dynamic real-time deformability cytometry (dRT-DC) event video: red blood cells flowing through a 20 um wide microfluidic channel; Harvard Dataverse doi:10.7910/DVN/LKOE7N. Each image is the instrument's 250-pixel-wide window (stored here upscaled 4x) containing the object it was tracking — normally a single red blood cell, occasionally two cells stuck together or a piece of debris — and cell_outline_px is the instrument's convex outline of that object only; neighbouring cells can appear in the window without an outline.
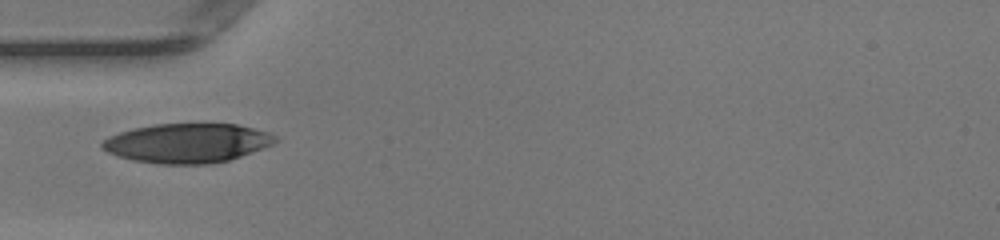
{"species": "human", "species_latin": "Homo sapiens", "temperature_condition": "warm", "stored_images_in_passage": 35, "camera_frame_rate_fps": 3000, "um_per_image_px": 0.085, "donor": {"sex": "female"}, "frame": {"image": 1, "passage_image": 1, "time_ms": 0.0, "image_size_px": [1000, 240], "cell_outline_px": [[276, 140], [272, 144], [264, 148], [228, 160], [212, 164], [160, 164], [136, 160], [116, 156], [100, 148], [100, 144], [108, 136], [120, 132], [136, 128], [156, 124], [236, 124], [268, 132], [276, 136]], "centroid_in_image_um": [15.9, 12.17], "position_along_channel_um": 69.1, "area_um2": 39.48}}
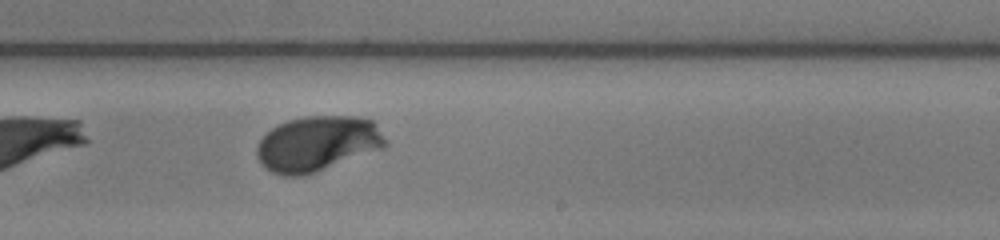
{"frame": {"image": 2, "passage_image": 15, "time_ms": 4.667, "image_size_px": [1000, 240], "cell_outline_px": [[388, 144], [384, 148], [316, 172], [300, 176], [284, 176], [272, 172], [264, 168], [260, 164], [256, 156], [256, 148], [260, 140], [272, 128], [288, 120], [308, 116], [356, 116], [372, 120], [376, 124], [388, 140]], "centroid_in_image_um": [27.0, 12.22], "position_along_channel_um": 262.0, "area_um2": 41.62}}
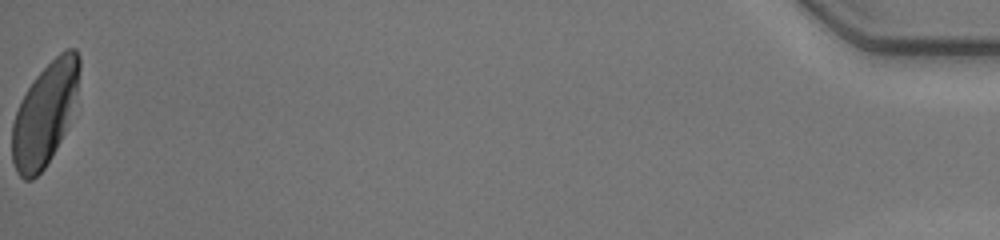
{"frame": {"image": 3, "passage_image": 35, "time_ms": 11.333, "image_size_px": [1000, 240], "cell_outline_px": [[80, 68], [76, 92], [64, 132], [56, 148], [44, 168], [32, 180], [24, 180], [16, 172], [12, 160], [12, 124], [20, 100], [36, 76], [60, 52], [68, 48], [76, 48], [80, 56]], "centroid_in_image_um": [3.78, 9.68], "position_along_channel_um": 431.4, "area_um2": 39.36}, "authors_computed_cell_mechanics": {"area_um2": 39.4774, "velocity_mm_per_s": 4.1543, "shape_relaxation_time_tau1_ms": 1.6826, "shape_relaxation_time_tau2_ms": null, "deformation_change_tau1": 0.146, "deformation_change_tau2": null}}